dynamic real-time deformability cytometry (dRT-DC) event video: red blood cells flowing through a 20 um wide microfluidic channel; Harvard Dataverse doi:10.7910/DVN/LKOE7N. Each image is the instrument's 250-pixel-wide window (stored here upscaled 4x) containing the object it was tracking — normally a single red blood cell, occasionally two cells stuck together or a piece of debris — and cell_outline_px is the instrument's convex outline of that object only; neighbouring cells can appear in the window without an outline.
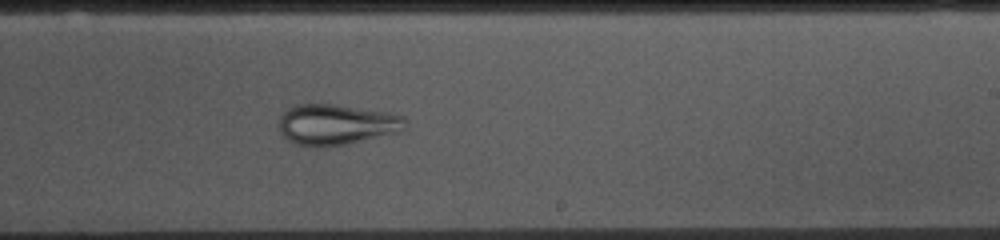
{"species": "common noctule bat (a hibernating species)", "species_latin": "Nyctalus noctula", "temperature_condition": "cold", "stored_images_in_passage": 53, "camera_frame_rate_fps": 3000, "um_per_image_px": 0.085, "animal": {"sex": "female", "body_mass_g": 10.0, "forearm_length_mm": 53.1}, "frame": {"image": 1, "passage_image": 31, "time_ms": 10.0, "image_size_px": [1000, 240], "cell_outline_px": [[408, 120], [404, 128], [400, 132], [348, 144], [324, 148], [320, 148], [296, 144], [288, 140], [280, 132], [280, 116], [288, 108], [296, 104], [336, 104], [388, 112], [400, 116]], "centroid_in_image_um": [28.6, 10.6], "position_along_channel_um": 260.4, "area_um2": 30.23}}
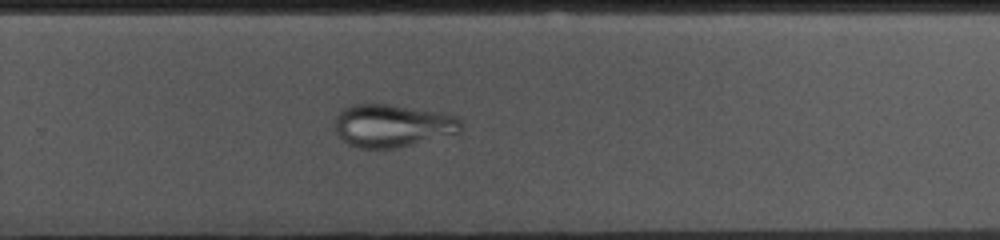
{"frame": {"image": 2, "passage_image": 34, "time_ms": 11.0, "image_size_px": [1000, 240], "cell_outline_px": [[460, 132], [396, 148], [360, 148], [348, 144], [336, 132], [336, 116], [344, 108], [352, 104], [388, 104], [440, 112], [456, 116], [460, 120]], "centroid_in_image_um": [33.34, 10.67], "position_along_channel_um": 296.5, "area_um2": 31.04}}
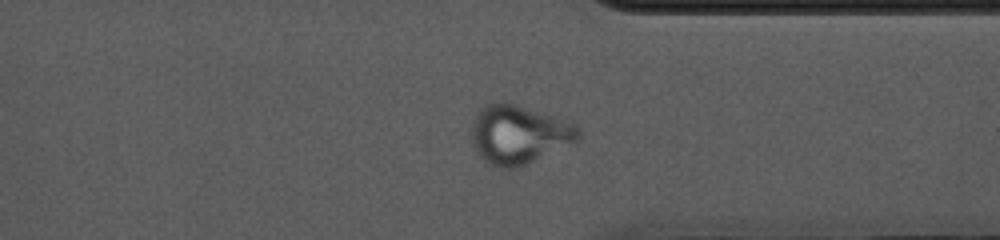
{"frame": {"image": 3, "passage_image": 40, "time_ms": 13.0, "image_size_px": [1000, 240], "cell_outline_px": [[580, 136], [576, 140], [516, 168], [496, 168], [488, 164], [484, 160], [476, 148], [472, 140], [472, 120], [480, 108], [484, 104], [516, 104], [568, 120], [576, 124], [580, 128]], "centroid_in_image_um": [44.08, 11.42], "position_along_channel_um": 367.3, "area_um2": 35.89}}